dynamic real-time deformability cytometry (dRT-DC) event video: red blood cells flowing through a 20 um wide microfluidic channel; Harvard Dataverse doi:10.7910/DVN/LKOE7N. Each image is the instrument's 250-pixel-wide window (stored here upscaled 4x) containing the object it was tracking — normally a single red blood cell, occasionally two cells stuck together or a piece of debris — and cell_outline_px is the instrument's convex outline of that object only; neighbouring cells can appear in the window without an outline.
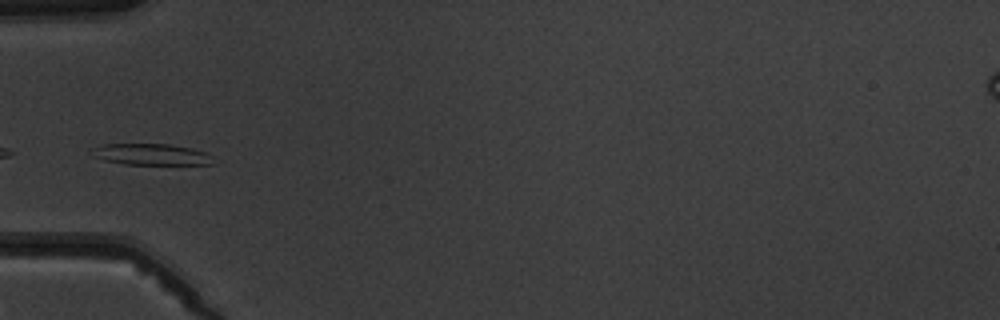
{"species": "common noctule bat (a hibernating species)", "species_latin": "Nyctalus noctula", "temperature_condition": "warm", "stored_images_in_passage": 5, "camera_frame_rate_fps": 3000, "um_per_image_px": 0.085, "animal": {"sex": "male", "body_mass_g": 19.5, "forearm_length_mm": 54.6}, "frame": {"image": 1, "passage_image": 5, "time_ms": 4.667, "image_size_px": [1000, 320], "cell_outline_px": [[212, 164], [124, 164], [104, 160], [92, 156], [88, 152], [92, 148], [104, 144], [168, 144], [192, 148], [204, 152], [212, 156]], "centroid_in_image_um": [12.78, 13.12], "position_along_channel_um": 72.2, "area_um2": 15.03}}